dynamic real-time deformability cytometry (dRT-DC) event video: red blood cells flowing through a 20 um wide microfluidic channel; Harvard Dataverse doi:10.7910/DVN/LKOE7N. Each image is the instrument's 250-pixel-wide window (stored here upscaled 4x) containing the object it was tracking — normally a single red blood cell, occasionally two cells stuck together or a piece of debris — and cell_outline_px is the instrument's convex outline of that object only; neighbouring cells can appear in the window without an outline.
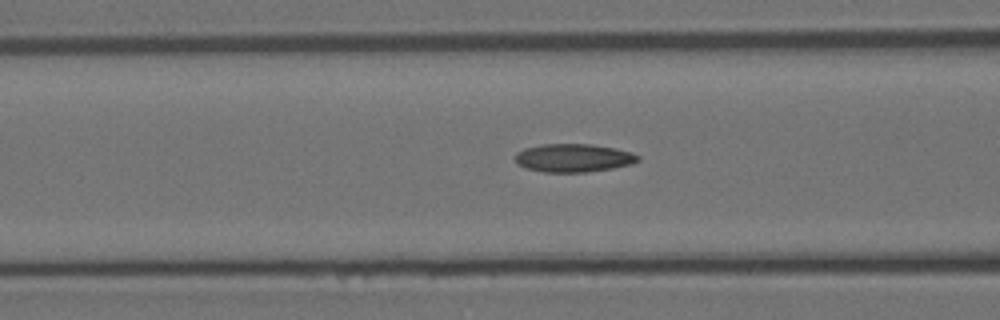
{"species": "Egyptian fruit bat (a non-hibernating species)", "species_latin": "Rousettus aegyptiacus", "temperature_condition": "room temperature", "stored_images_in_passage": 33, "camera_frame_rate_fps": 3000, "um_per_image_px": 0.085, "animal": {"sex": "female"}, "frame": {"image": 1, "passage_image": 12, "time_ms": 3.667, "image_size_px": [1000, 320], "cell_outline_px": [[640, 160], [632, 164], [612, 168], [584, 172], [544, 172], [524, 168], [516, 164], [516, 152], [524, 148], [540, 144], [592, 144], [616, 148], [632, 152], [640, 156]], "centroid_in_image_um": [48.74, 13.42], "position_along_channel_um": 117.9, "area_um2": 20.4}}
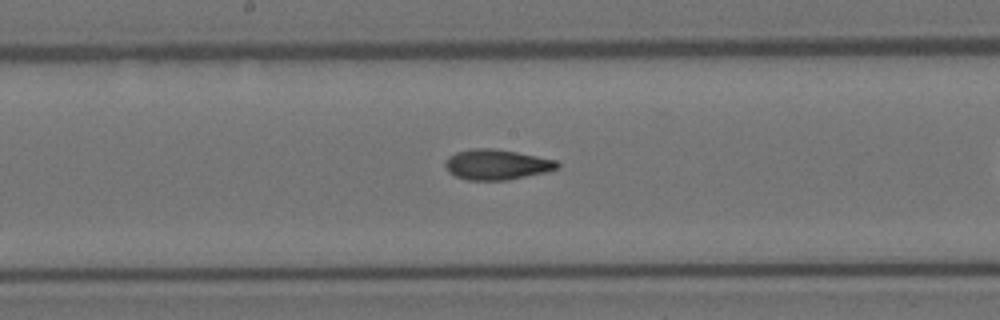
{"frame": {"image": 2, "passage_image": 19, "time_ms": 6.0, "image_size_px": [1000, 320], "cell_outline_px": [[560, 168], [548, 172], [508, 180], [468, 180], [456, 176], [448, 172], [444, 164], [448, 156], [456, 152], [472, 148], [492, 148], [516, 152], [556, 160], [560, 164]], "centroid_in_image_um": [42.23, 13.99], "position_along_channel_um": 206.0, "area_um2": 19.94}}
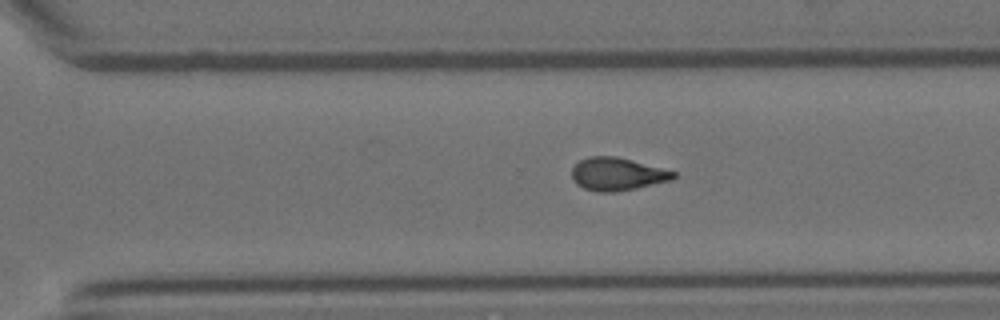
{"frame": {"image": 3, "passage_image": 28, "time_ms": 9.0, "image_size_px": [1000, 320], "cell_outline_px": [[676, 176], [672, 180], [636, 188], [616, 192], [596, 192], [584, 188], [576, 184], [572, 180], [572, 168], [580, 160], [588, 156], [616, 156], [632, 160], [676, 172]], "centroid_in_image_um": [52.44, 14.8], "position_along_channel_um": 318.2, "area_um2": 19.48}}